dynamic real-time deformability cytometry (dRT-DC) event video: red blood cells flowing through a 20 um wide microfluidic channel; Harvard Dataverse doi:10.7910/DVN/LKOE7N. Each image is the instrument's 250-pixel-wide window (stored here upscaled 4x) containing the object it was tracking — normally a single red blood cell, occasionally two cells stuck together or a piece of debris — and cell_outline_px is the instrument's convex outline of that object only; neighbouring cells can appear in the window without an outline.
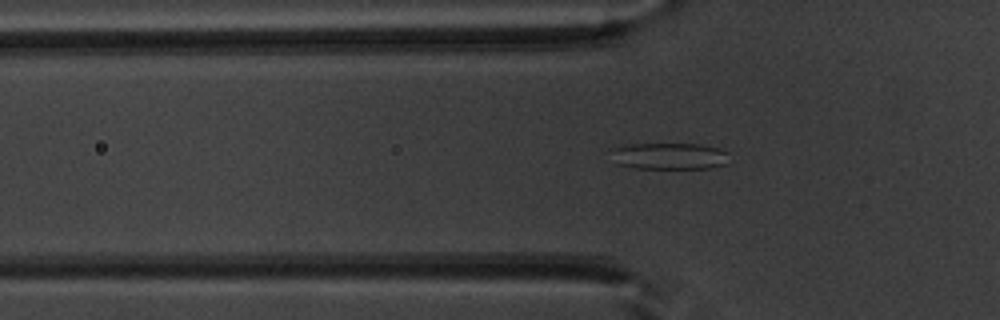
{"species": "common noctule bat (a hibernating species)", "species_latin": "Nyctalus noctula", "temperature_condition": "warm", "stored_images_in_passage": 52, "camera_frame_rate_fps": 3000, "um_per_image_px": 0.085, "animal": {"sex": "male", "body_mass_g": 20.1, "forearm_length_mm": 53.5}, "frame": {"image": 1, "passage_image": 18, "time_ms": 5.667, "image_size_px": [1000, 320], "cell_outline_px": [[728, 164], [708, 168], [636, 168], [616, 164], [616, 148], [628, 144], [700, 144], [720, 148], [728, 152]], "centroid_in_image_um": [57.02, 13.27], "position_along_channel_um": 68.8, "area_um2": 18.03}}
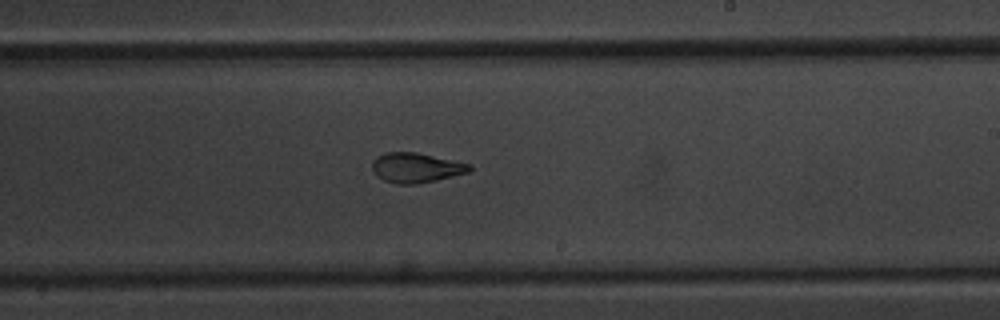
{"frame": {"image": 2, "passage_image": 32, "time_ms": 10.333, "image_size_px": [1000, 320], "cell_outline_px": [[472, 168], [468, 172], [436, 180], [416, 184], [396, 184], [384, 180], [376, 176], [372, 168], [372, 160], [376, 156], [384, 152], [416, 152], [472, 164]], "centroid_in_image_um": [35.33, 14.25], "position_along_channel_um": 253.7, "area_um2": 16.99}}
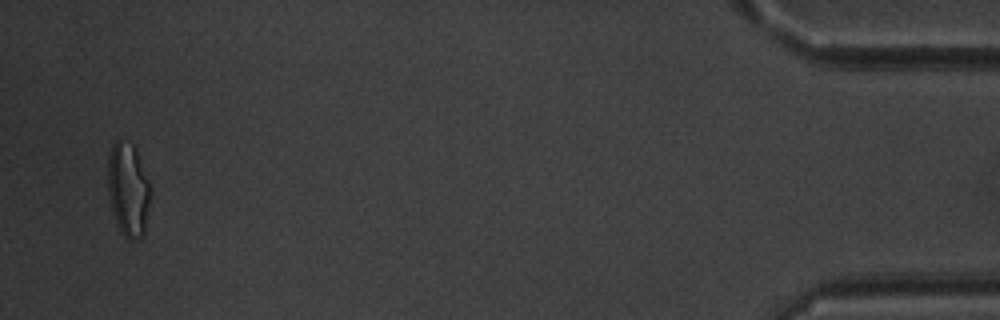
{"frame": {"image": 3, "passage_image": 51, "time_ms": 16.667, "image_size_px": [1000, 320], "cell_outline_px": [[152, 192], [144, 232], [140, 240], [128, 240], [120, 232], [116, 224], [112, 212], [108, 192], [108, 160], [112, 144], [116, 140], [120, 140], [132, 144], [136, 148], [152, 184]], "centroid_in_image_um": [10.93, 16.13], "position_along_channel_um": 424.3, "area_um2": 23.99}, "authors_computed_cell_mechanics": {"area_um2": 18.8717, "velocity_mm_per_s": 3.949, "shape_relaxation_time_tau1_ms": 8.4426, "shape_relaxation_time_tau2_ms": 2.6368, "deformation_change_tau1": 0.2382, "deformation_change_tau2": 0.0955}}